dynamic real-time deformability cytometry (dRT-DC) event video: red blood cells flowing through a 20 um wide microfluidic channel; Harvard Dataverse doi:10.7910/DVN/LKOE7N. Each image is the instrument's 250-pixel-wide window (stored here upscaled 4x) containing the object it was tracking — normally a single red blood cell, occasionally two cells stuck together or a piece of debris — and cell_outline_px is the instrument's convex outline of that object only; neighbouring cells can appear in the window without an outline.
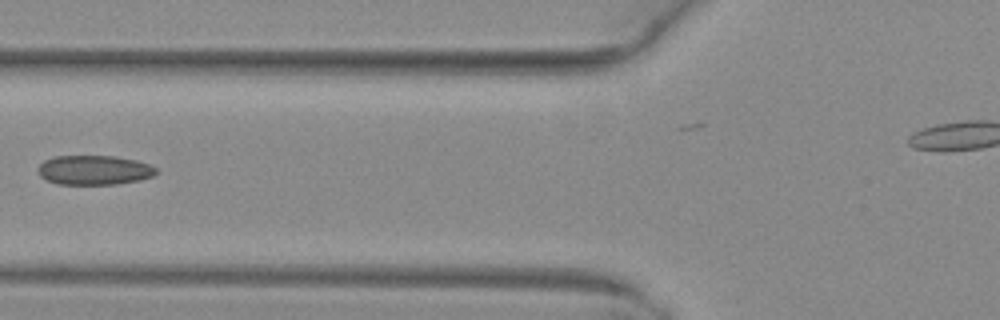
{"species": "common noctule bat (a hibernating species)", "species_latin": "Nyctalus noctula", "temperature_condition": "warm", "stored_images_in_passage": 5, "camera_frame_rate_fps": 3000, "um_per_image_px": 0.085, "animal": {"sex": "female", "body_mass_g": 29.2, "forearm_length_mm": 56.3}, "frame": {"image": 1, "passage_image": 5, "time_ms": 1.333, "image_size_px": [1000, 320], "cell_outline_px": [[156, 172], [152, 176], [140, 180], [116, 184], [56, 184], [40, 176], [40, 164], [44, 160], [56, 156], [116, 156], [136, 160], [148, 164], [156, 168]], "centroid_in_image_um": [8.02, 14.45], "position_along_channel_um": 117.8, "area_um2": 20.11}}